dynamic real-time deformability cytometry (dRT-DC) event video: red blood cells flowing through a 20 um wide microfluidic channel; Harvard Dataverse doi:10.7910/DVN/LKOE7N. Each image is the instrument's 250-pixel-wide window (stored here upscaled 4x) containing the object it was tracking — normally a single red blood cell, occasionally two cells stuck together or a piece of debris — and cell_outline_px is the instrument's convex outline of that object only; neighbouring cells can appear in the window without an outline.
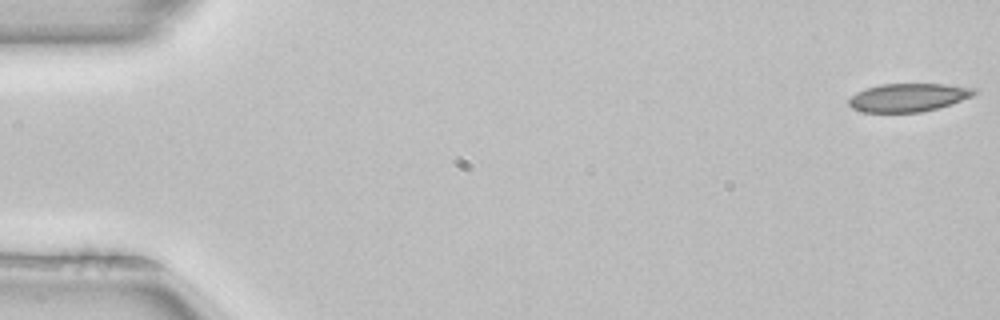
{"species": "common noctule bat (a hibernating species)", "species_latin": "Nyctalus noctula", "temperature_condition": "room temperature", "stored_images_in_passage": 52, "camera_frame_rate_fps": 3000, "um_per_image_px": 0.085, "animal": {"sex": "female", "body_mass_g": 22.7, "forearm_length_mm": 54.2}, "frame": {"image": 1, "passage_image": 1, "time_ms": 0.0, "image_size_px": [1000, 320], "cell_outline_px": [[980, 92], [972, 96], [940, 108], [920, 112], [864, 112], [852, 108], [848, 104], [848, 100], [856, 92], [864, 88], [880, 84], [944, 84], [980, 88]], "centroid_in_image_um": [77.25, 8.27], "position_along_channel_um": 7.8, "area_um2": 20.92}}
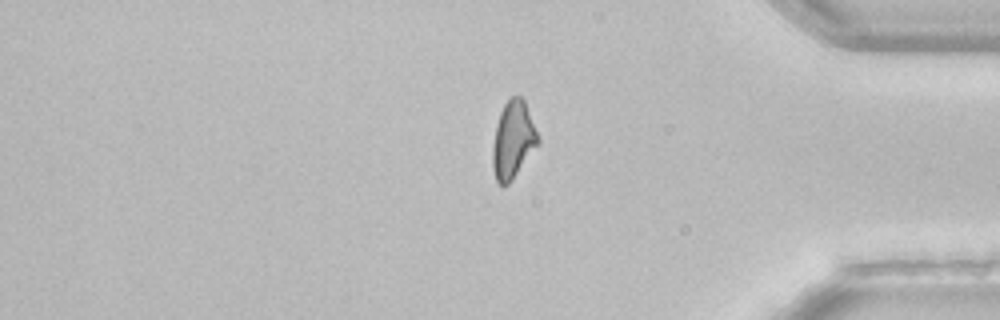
{"frame": {"image": 2, "passage_image": 43, "time_ms": 14.0, "image_size_px": [1000, 320], "cell_outline_px": [[540, 144], [512, 180], [508, 184], [500, 184], [496, 180], [492, 168], [492, 148], [496, 124], [500, 112], [504, 104], [512, 96], [520, 96], [524, 100], [540, 140]], "centroid_in_image_um": [43.61, 11.91], "position_along_channel_um": 391.6, "area_um2": 20.46}}
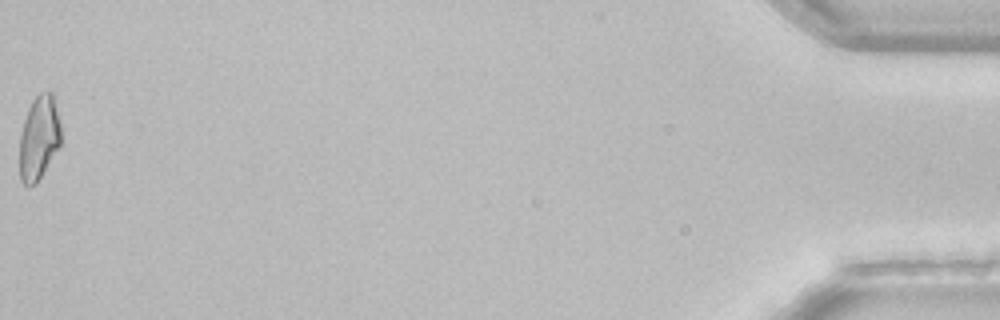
{"frame": {"image": 3, "passage_image": 52, "time_ms": 17.0, "image_size_px": [1000, 320], "cell_outline_px": [[60, 144], [36, 184], [28, 188], [20, 180], [20, 136], [24, 120], [28, 108], [32, 100], [40, 92], [52, 92], [60, 124]], "centroid_in_image_um": [3.29, 11.73], "position_along_channel_um": 431.9, "area_um2": 20.06}, "authors_computed_cell_mechanics": {"area_um2": 21.097, "velocity_mm_per_s": 3.982, "shape_relaxation_time_tau1_ms": 8.5003, "shape_relaxation_time_tau2_ms": 4.3244, "deformation_change_tau1": 0.1617, "deformation_change_tau2": 0.0878}}